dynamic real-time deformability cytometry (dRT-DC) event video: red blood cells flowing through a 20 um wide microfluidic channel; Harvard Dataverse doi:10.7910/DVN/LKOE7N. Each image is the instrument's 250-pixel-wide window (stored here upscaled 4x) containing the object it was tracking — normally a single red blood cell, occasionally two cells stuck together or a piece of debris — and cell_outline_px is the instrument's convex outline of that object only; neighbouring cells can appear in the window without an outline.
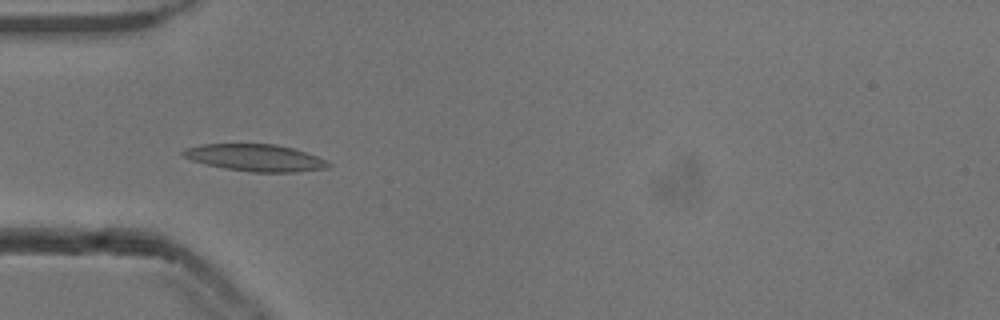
{"species": "common noctule bat (a hibernating species)", "species_latin": "Nyctalus noctula", "temperature_condition": "cold", "stored_images_in_passage": 25, "camera_frame_rate_fps": 3000, "um_per_image_px": 0.085, "animal": {"sex": "male", "body_mass_g": 13.3}, "frame": {"image": 1, "passage_image": 5, "time_ms": 1.333, "image_size_px": [1000, 320], "cell_outline_px": [[332, 164], [328, 168], [296, 172], [252, 172], [224, 168], [192, 160], [184, 156], [180, 152], [184, 148], [200, 144], [276, 144], [292, 148], [316, 156]], "centroid_in_image_um": [21.69, 13.4], "position_along_channel_um": 63.3, "area_um2": 22.66}}
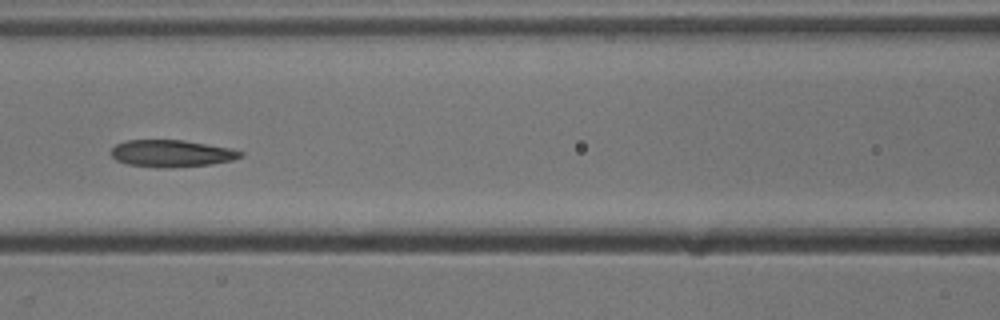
{"frame": {"image": 2, "passage_image": 12, "time_ms": 3.667, "image_size_px": [1000, 320], "cell_outline_px": [[244, 156], [232, 160], [212, 164], [168, 168], [160, 168], [128, 164], [116, 160], [108, 152], [116, 144], [124, 140], [184, 140], [228, 148], [244, 152]], "centroid_in_image_um": [14.55, 13.04], "position_along_channel_um": 152.1, "area_um2": 20.46}}
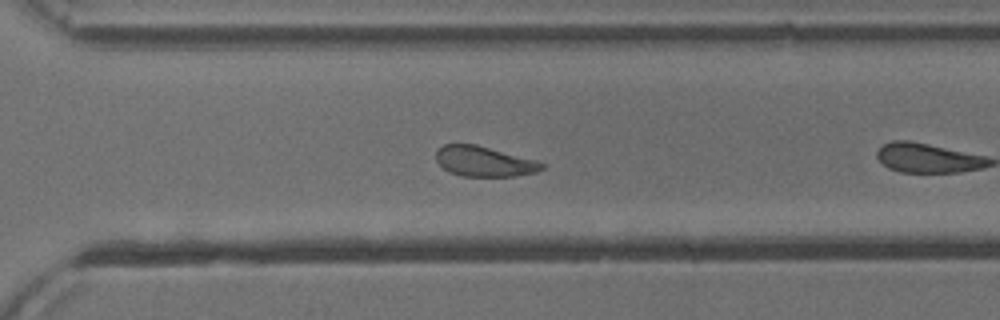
{"frame": {"image": 3, "passage_image": 23, "time_ms": 7.333, "image_size_px": [1000, 320], "cell_outline_px": [[544, 168], [536, 172], [512, 176], [460, 176], [448, 172], [436, 160], [436, 148], [444, 144], [476, 144], [536, 160], [544, 164]], "centroid_in_image_um": [41.11, 13.71], "position_along_channel_um": 329.5, "area_um2": 18.61}}